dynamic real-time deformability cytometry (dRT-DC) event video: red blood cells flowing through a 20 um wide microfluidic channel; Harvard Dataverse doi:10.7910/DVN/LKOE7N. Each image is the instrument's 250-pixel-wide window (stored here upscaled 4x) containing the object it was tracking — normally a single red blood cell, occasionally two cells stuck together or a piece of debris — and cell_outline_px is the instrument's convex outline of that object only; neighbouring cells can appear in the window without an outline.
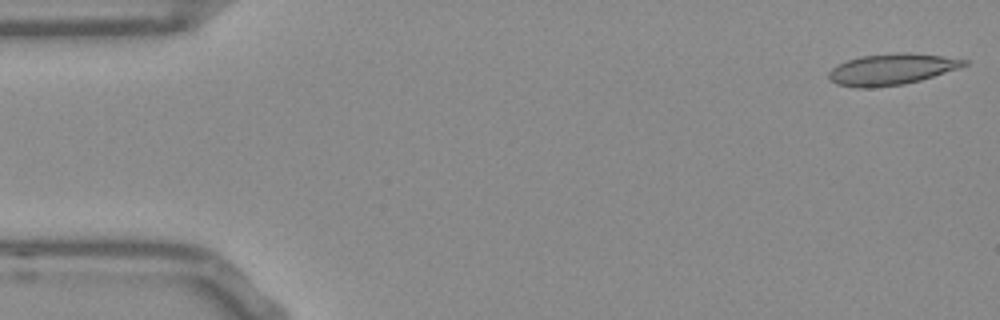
{"species": "Egyptian fruit bat (a non-hibernating species)", "species_latin": "Rousettus aegyptiacus", "temperature_condition": "room temperature", "stored_images_in_passage": 46, "camera_frame_rate_fps": 3000, "um_per_image_px": 0.085, "frame": {"image": 1, "passage_image": 1, "time_ms": 0.0, "image_size_px": [1000, 320], "cell_outline_px": [[968, 64], [920, 80], [904, 84], [872, 88], [856, 88], [836, 84], [828, 76], [828, 72], [832, 68], [848, 60], [860, 56], [900, 52], [908, 52], [940, 56], [968, 60]], "centroid_in_image_um": [75.74, 5.89], "position_along_channel_um": 9.3, "area_um2": 24.28}}
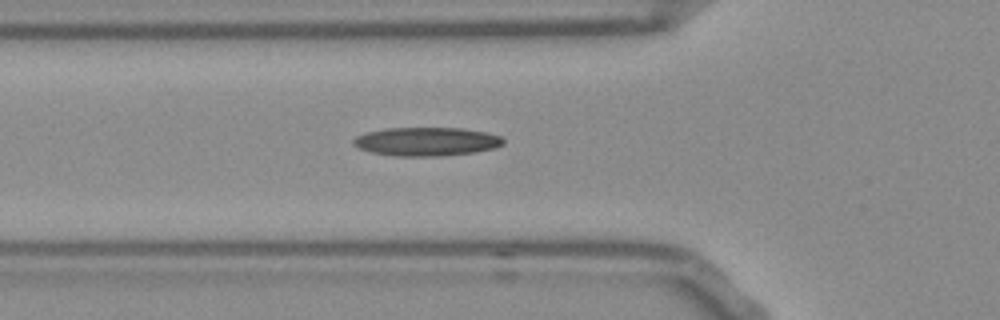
{"frame": {"image": 2, "passage_image": 11, "time_ms": 3.333, "image_size_px": [1000, 320], "cell_outline_px": [[504, 144], [496, 148], [476, 152], [440, 156], [396, 156], [372, 152], [360, 148], [352, 144], [352, 140], [356, 136], [364, 132], [384, 128], [464, 128], [488, 132], [504, 136]], "centroid_in_image_um": [36.3, 12.02], "position_along_channel_um": 89.5, "area_um2": 25.37}}
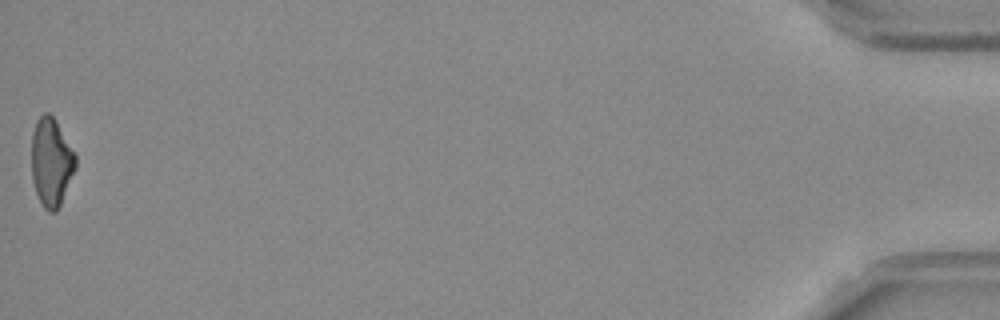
{"frame": {"image": 3, "passage_image": 46, "time_ms": 15.0, "image_size_px": [1000, 320], "cell_outline_px": [[76, 168], [60, 204], [56, 212], [48, 212], [44, 208], [36, 192], [32, 180], [32, 132], [36, 120], [44, 112], [48, 112], [56, 120], [76, 156]], "centroid_in_image_um": [4.35, 13.77], "position_along_channel_um": 430.9, "area_um2": 22.54}, "authors_computed_cell_mechanics": {"area_um2": 23.698, "velocity_mm_per_s": 3.8069, "shape_relaxation_time_tau1_ms": null, "shape_relaxation_time_tau2_ms": 8.7165, "deformation_change_tau1": null, "deformation_change_tau2": 0.224}}